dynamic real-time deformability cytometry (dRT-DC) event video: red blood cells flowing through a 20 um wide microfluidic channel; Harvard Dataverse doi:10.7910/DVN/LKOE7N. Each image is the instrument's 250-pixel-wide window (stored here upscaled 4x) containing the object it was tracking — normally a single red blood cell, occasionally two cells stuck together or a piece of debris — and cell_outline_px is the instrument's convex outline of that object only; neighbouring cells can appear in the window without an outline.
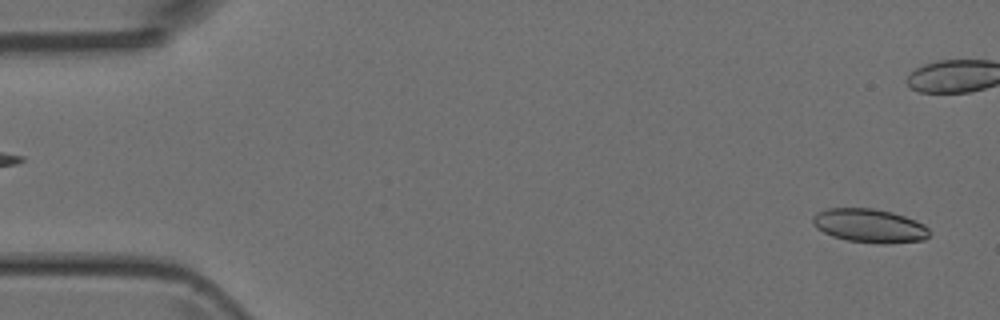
{"species": "Egyptian fruit bat (a non-hibernating species)", "species_latin": "Rousettus aegyptiacus", "temperature_condition": "room temperature", "stored_images_in_passage": 50, "camera_frame_rate_fps": 3000, "um_per_image_px": 0.085, "animal": {"sex": "female"}, "frame": {"image": 1, "passage_image": 1, "time_ms": 0.0, "image_size_px": [1000, 320], "cell_outline_px": [[928, 236], [924, 240], [848, 240], [832, 236], [816, 228], [812, 224], [812, 216], [816, 212], [828, 208], [872, 208], [892, 212], [916, 220], [924, 224], [928, 228]], "centroid_in_image_um": [73.81, 19.11], "position_along_channel_um": 11.2, "area_um2": 21.85}}
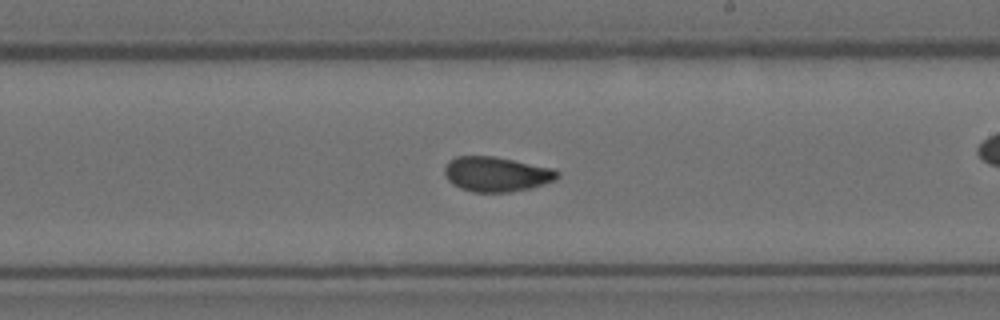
{"frame": {"image": 2, "passage_image": 28, "time_ms": 9.0, "image_size_px": [1000, 320], "cell_outline_px": [[560, 176], [556, 180], [532, 188], [508, 192], [472, 192], [460, 188], [452, 184], [448, 180], [444, 172], [444, 168], [448, 160], [456, 156], [492, 156], [552, 168], [560, 172]], "centroid_in_image_um": [42.19, 14.81], "position_along_channel_um": 246.8, "area_um2": 23.0}}
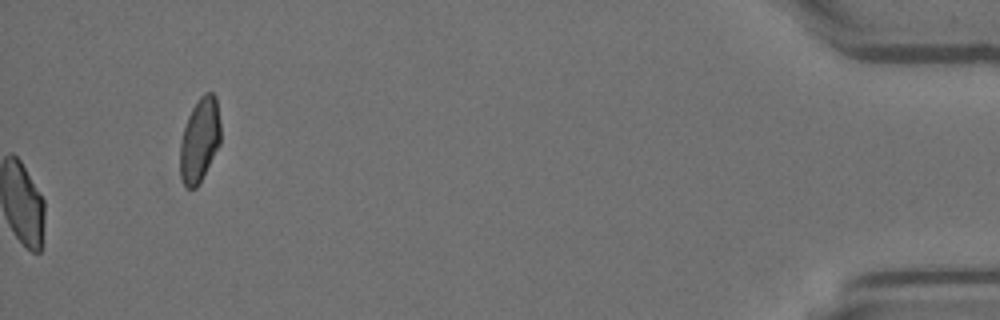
{"frame": {"image": 3, "passage_image": 50, "time_ms": 16.333, "image_size_px": [1000, 320], "cell_outline_px": [[220, 144], [200, 184], [196, 188], [188, 188], [184, 184], [180, 176], [180, 140], [188, 116], [192, 108], [200, 96], [204, 92], [212, 92], [216, 96], [220, 120]], "centroid_in_image_um": [16.98, 11.9], "position_along_channel_um": 418.2, "area_um2": 20.11}}